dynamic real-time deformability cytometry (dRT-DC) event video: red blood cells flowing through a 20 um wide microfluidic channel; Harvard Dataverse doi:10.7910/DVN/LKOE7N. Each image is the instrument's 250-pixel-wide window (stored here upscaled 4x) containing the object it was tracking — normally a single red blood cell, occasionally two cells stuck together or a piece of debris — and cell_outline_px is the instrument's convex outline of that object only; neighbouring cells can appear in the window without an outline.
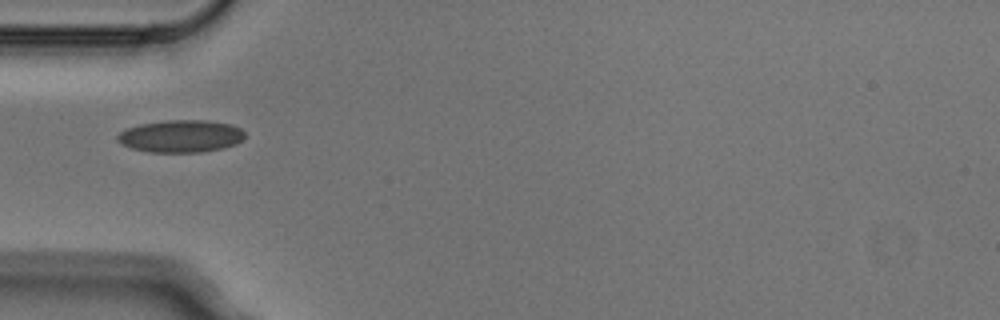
{"species": "Egyptian fruit bat (a non-hibernating species)", "species_latin": "Rousettus aegyptiacus", "temperature_condition": "cold", "stored_images_in_passage": 2, "camera_frame_rate_fps": 3000, "um_per_image_px": 0.085, "animal": {"sex": "male"}, "frame": {"image": 1, "passage_image": 2, "time_ms": 0.333, "image_size_px": [1000, 320], "cell_outline_px": [[244, 136], [236, 144], [224, 148], [200, 152], [148, 152], [132, 148], [120, 144], [116, 140], [116, 136], [124, 128], [140, 124], [164, 120], [208, 120], [232, 124], [240, 128], [244, 132]], "centroid_in_image_um": [15.33, 11.57], "position_along_channel_um": 69.7, "area_um2": 24.28}}